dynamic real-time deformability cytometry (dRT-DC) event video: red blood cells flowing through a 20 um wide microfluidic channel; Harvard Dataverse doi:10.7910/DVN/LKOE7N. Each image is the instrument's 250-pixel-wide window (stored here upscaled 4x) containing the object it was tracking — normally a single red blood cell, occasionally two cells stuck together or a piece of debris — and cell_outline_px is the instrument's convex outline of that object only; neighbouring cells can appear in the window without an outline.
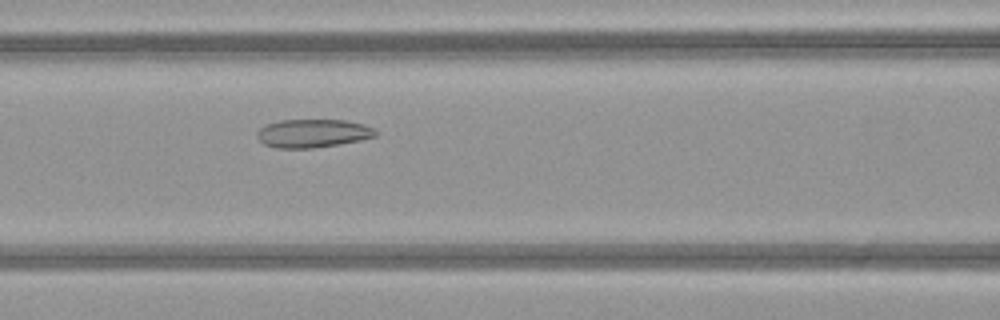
{"species": "common noctule bat (a hibernating species)", "species_latin": "Nyctalus noctula", "temperature_condition": "warm", "stored_images_in_passage": 48, "camera_frame_rate_fps": 3000, "um_per_image_px": 0.085, "animal": {"sex": "female", "body_mass_g": 21.9}, "frame": {"image": 1, "passage_image": 19, "time_ms": 6.0, "image_size_px": [1000, 320], "cell_outline_px": [[376, 136], [360, 140], [340, 144], [312, 148], [276, 148], [264, 144], [256, 136], [256, 132], [260, 128], [268, 124], [280, 120], [344, 120], [364, 124], [372, 128], [376, 132]], "centroid_in_image_um": [26.57, 11.33], "position_along_channel_um": 140.0, "area_um2": 19.48}}
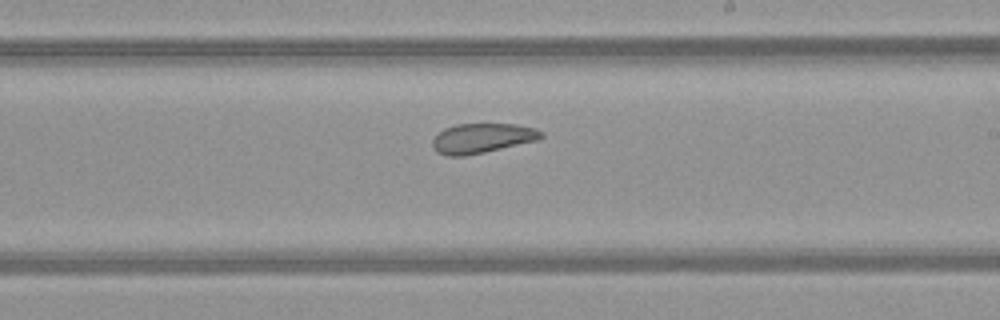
{"frame": {"image": 2, "passage_image": 27, "time_ms": 8.667, "image_size_px": [1000, 320], "cell_outline_px": [[544, 136], [540, 140], [484, 152], [464, 156], [448, 156], [436, 152], [432, 148], [432, 140], [444, 128], [456, 124], [516, 124], [536, 128], [544, 132]], "centroid_in_image_um": [41.01, 11.75], "position_along_channel_um": 248.0, "area_um2": 19.02}}
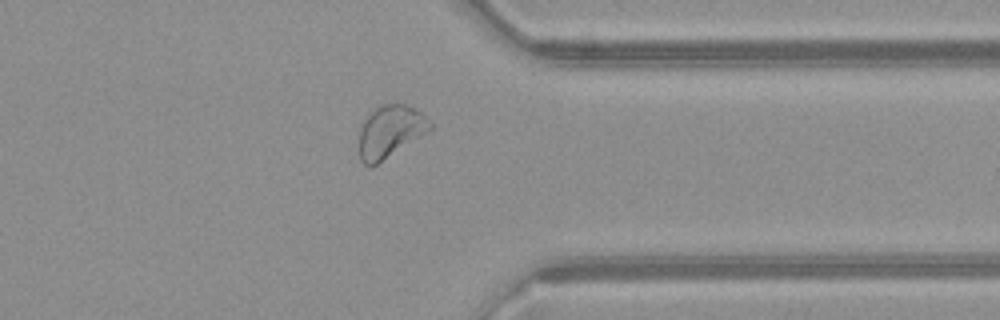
{"frame": {"image": 3, "passage_image": 37, "time_ms": 12.0, "image_size_px": [1000, 320], "cell_outline_px": [[432, 128], [428, 132], [372, 168], [368, 168], [360, 160], [360, 128], [364, 120], [372, 108], [380, 104], [404, 104], [416, 108], [432, 124]], "centroid_in_image_um": [33.15, 11.19], "position_along_channel_um": 378.3, "area_um2": 21.85}, "authors_computed_cell_mechanics": {"area_um2": 24.1604, "velocity_mm_per_s": 4.0586, "shape_relaxation_time_tau1_ms": null, "shape_relaxation_time_tau2_ms": 2.3921, "deformation_change_tau1": null, "deformation_change_tau2": 0.0838}}